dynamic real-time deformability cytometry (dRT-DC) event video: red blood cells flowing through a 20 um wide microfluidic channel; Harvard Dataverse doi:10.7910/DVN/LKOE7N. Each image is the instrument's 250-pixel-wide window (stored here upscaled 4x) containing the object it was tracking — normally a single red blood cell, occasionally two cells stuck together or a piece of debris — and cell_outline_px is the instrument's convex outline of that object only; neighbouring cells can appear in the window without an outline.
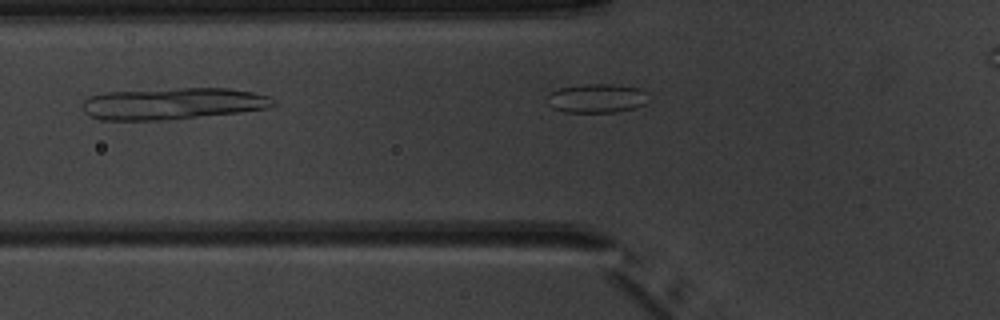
{"species": "common noctule bat (a hibernating species)", "species_latin": "Nyctalus noctula", "temperature_condition": "warm", "stored_images_in_passage": 2, "camera_frame_rate_fps": 3000, "um_per_image_px": 0.085, "animal": {"sex": "male", "body_mass_g": 20.1, "forearm_length_mm": 53.5}, "frame": {"image": 1, "passage_image": 2, "time_ms": 1.0, "image_size_px": [1000, 320], "cell_outline_px": [[276, 104], [272, 108], [240, 112], [160, 120], [100, 120], [88, 116], [84, 112], [84, 100], [88, 96], [104, 92], [176, 88], [228, 88], [252, 92], [272, 96]], "centroid_in_image_um": [14.7, 8.8], "position_along_channel_um": 111.1, "area_um2": 35.43}}